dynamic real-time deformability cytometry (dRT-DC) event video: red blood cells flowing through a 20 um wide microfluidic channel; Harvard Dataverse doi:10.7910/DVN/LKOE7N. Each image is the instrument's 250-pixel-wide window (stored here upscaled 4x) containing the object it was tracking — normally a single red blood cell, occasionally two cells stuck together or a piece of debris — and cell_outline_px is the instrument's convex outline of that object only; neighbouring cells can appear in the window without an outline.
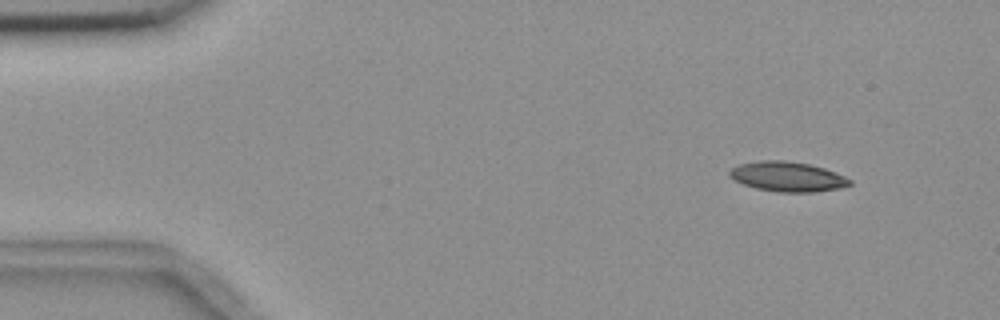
{"species": "common noctule bat (a hibernating species)", "species_latin": "Nyctalus noctula", "temperature_condition": "room temperature", "stored_images_in_passage": 6, "camera_frame_rate_fps": 3000, "um_per_image_px": 0.085, "animal": {"sex": "female", "body_mass_g": 18.4}, "frame": {"image": 1, "passage_image": 2, "time_ms": 1.0, "image_size_px": [1000, 320], "cell_outline_px": [[852, 184], [840, 188], [812, 192], [780, 192], [756, 188], [744, 184], [728, 176], [728, 172], [732, 168], [740, 164], [760, 160], [784, 160], [808, 164], [824, 168], [836, 172], [852, 180]], "centroid_in_image_um": [66.95, 15.01], "position_along_channel_um": 18.1, "area_um2": 20.81}}